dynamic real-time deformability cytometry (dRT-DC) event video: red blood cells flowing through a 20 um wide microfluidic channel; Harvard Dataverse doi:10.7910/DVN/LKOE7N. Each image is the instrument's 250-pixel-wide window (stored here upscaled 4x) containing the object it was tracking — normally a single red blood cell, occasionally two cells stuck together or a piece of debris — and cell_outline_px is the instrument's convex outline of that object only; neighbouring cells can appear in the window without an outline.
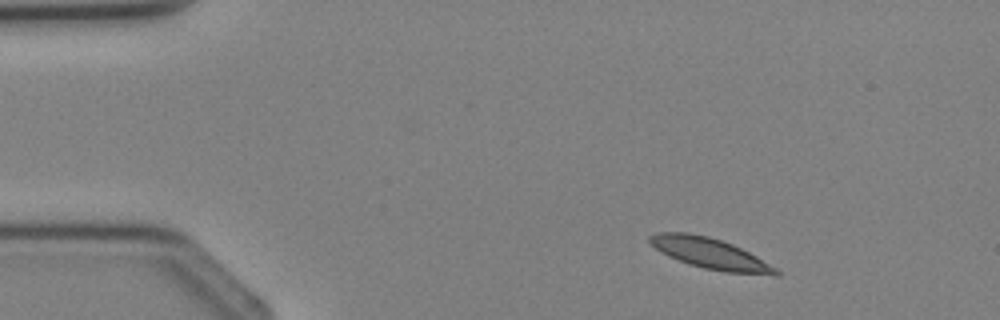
{"species": "Egyptian fruit bat (a non-hibernating species)", "species_latin": "Rousettus aegyptiacus", "temperature_condition": "cold", "stored_images_in_passage": 3, "camera_frame_rate_fps": 3000, "um_per_image_px": 0.085, "animal": {"sex": "female"}, "frame": {"image": 1, "passage_image": 1, "time_ms": 0.0, "image_size_px": [1000, 320], "cell_outline_px": [[780, 276], [776, 276], [728, 272], [704, 268], [688, 264], [668, 256], [660, 252], [648, 240], [648, 236], [656, 232], [688, 232], [708, 236], [732, 244], [756, 256], [776, 268], [780, 272]], "centroid_in_image_um": [60.35, 21.54], "position_along_channel_um": 24.7, "area_um2": 22.54}}
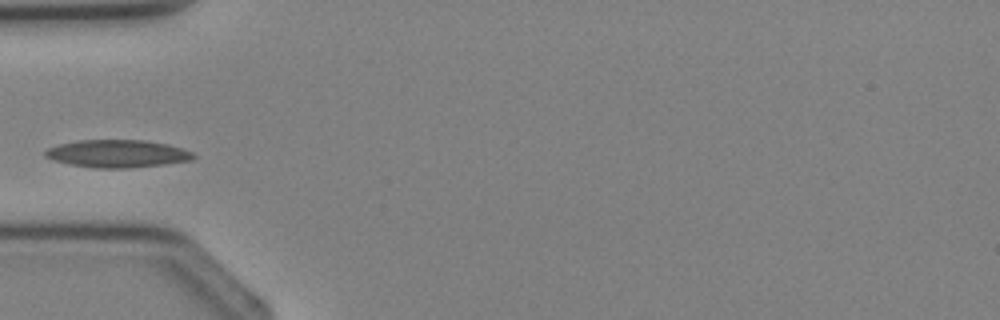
{"frame": {"image": 2, "passage_image": 3, "time_ms": 2.333, "image_size_px": [1000, 320], "cell_outline_px": [[196, 156], [192, 160], [164, 164], [128, 168], [96, 168], [68, 164], [52, 160], [44, 156], [44, 152], [48, 148], [60, 144], [80, 140], [144, 140], [168, 144], [192, 152]], "centroid_in_image_um": [9.96, 13.06], "position_along_channel_um": 75.0, "area_um2": 23.81}}